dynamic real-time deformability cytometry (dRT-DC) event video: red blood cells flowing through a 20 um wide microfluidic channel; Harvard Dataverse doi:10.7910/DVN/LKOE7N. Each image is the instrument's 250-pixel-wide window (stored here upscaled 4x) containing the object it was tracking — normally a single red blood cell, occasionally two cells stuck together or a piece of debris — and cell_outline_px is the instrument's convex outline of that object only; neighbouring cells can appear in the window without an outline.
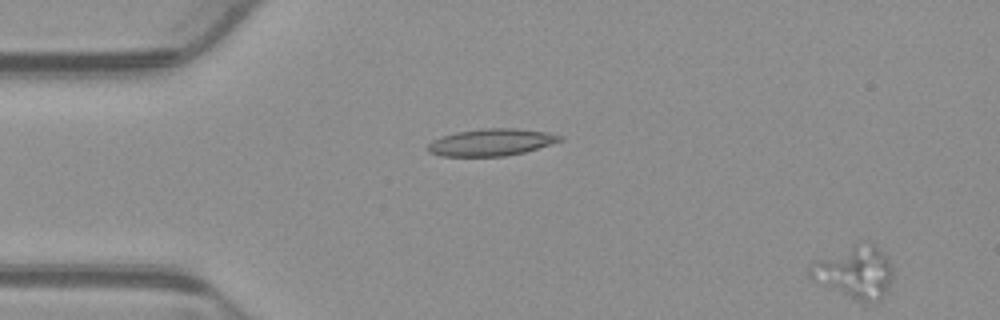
{"species": "common noctule bat (a hibernating species)", "species_latin": "Nyctalus noctula", "temperature_condition": "warm", "stored_images_in_passage": 2, "segment_of_instrument_passage": [2, 2], "camera_frame_rate_fps": 3000, "um_per_image_px": 0.085, "animal": {"sex": "male", "body_mass_g": 23.1, "forearm_length_mm": 52.7}, "frame": {"image": 1, "passage_image": 2, "time_ms": 0.333, "image_size_px": [1000, 320], "cell_outline_px": [[892, 280], [884, 296], [868, 304], [856, 300], [816, 284], [808, 276], [808, 264], [812, 260], [860, 240], [872, 240], [876, 244], [888, 260], [892, 268]], "centroid_in_image_um": [72.58, 23.08], "position_along_channel_um": 12.4, "area_um2": 26.53}}